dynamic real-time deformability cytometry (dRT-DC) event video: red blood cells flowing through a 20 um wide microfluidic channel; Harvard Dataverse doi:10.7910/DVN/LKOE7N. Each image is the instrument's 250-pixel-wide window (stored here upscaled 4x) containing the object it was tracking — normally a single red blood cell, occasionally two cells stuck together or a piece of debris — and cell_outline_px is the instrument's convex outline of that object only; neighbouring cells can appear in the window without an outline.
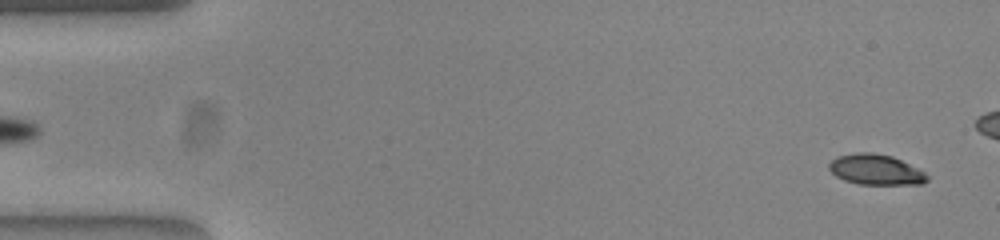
{"species": "common noctule bat (a hibernating species)", "species_latin": "Nyctalus noctula", "temperature_condition": "warm", "stored_images_in_passage": 46, "camera_frame_rate_fps": 3000, "um_per_image_px": 0.085, "animal": {"sex": "female", "body_mass_g": 23.0, "forearm_length_mm": 53.4}, "frame": {"image": 1, "passage_image": 2, "time_ms": 0.333, "image_size_px": [1000, 240], "cell_outline_px": [[928, 180], [924, 184], [860, 184], [844, 180], [836, 176], [828, 168], [828, 164], [836, 156], [856, 152], [872, 152], [892, 156], [924, 172], [928, 176]], "centroid_in_image_um": [74.41, 14.41], "position_along_channel_um": 10.6, "area_um2": 17.34}}
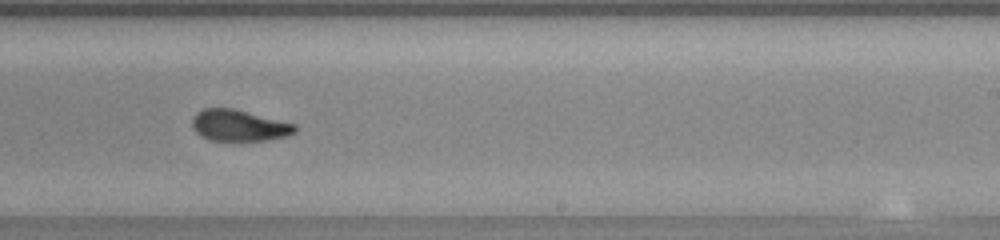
{"frame": {"image": 2, "passage_image": 32, "time_ms": 10.333, "image_size_px": [1000, 240], "cell_outline_px": [[296, 132], [288, 136], [264, 140], [212, 140], [200, 136], [192, 128], [192, 116], [196, 112], [204, 108], [232, 108], [296, 124]], "centroid_in_image_um": [20.29, 10.66], "position_along_channel_um": 268.7, "area_um2": 18.73}}
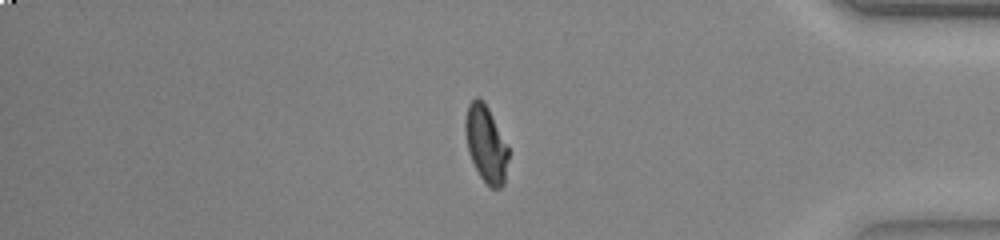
{"frame": {"image": 3, "passage_image": 44, "time_ms": 14.333, "image_size_px": [1000, 240], "cell_outline_px": [[508, 160], [504, 184], [500, 188], [492, 188], [480, 176], [468, 152], [464, 132], [464, 120], [468, 104], [476, 96], [480, 96], [484, 100], [508, 148]], "centroid_in_image_um": [41.28, 12.2], "position_along_channel_um": 393.9, "area_um2": 19.19}, "authors_computed_cell_mechanics": {"area_um2": 19.1318, "velocity_mm_per_s": 3.8831, "shape_relaxation_time_tau1_ms": 6.1228, "shape_relaxation_time_tau2_ms": 1.2814, "deformation_change_tau1": 0.2202, "deformation_change_tau2": 0.0644}}